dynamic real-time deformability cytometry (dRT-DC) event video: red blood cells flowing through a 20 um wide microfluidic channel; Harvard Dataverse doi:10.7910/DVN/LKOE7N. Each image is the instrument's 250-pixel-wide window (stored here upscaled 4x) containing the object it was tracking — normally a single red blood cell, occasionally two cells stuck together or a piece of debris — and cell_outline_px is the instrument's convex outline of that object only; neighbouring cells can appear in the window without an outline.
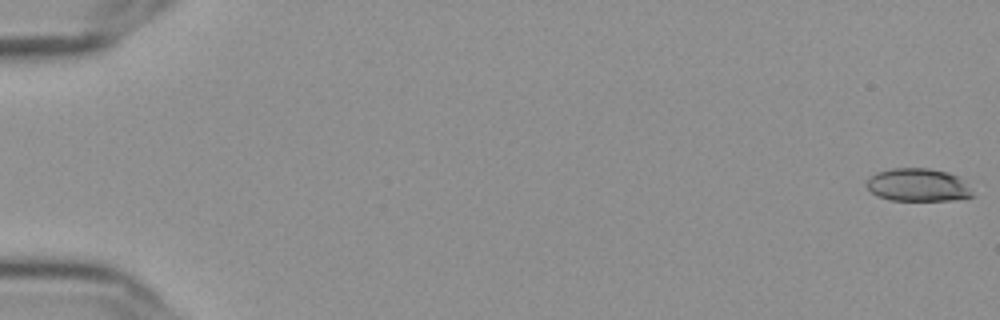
{"species": "Egyptian fruit bat (a non-hibernating species)", "species_latin": "Rousettus aegyptiacus", "temperature_condition": "cold", "stored_images_in_passage": 57, "camera_frame_rate_fps": 3000, "um_per_image_px": 0.085, "frame": {"image": 1, "passage_image": 1, "time_ms": 0.0, "image_size_px": [1000, 320], "cell_outline_px": [[972, 196], [952, 200], [892, 200], [876, 196], [864, 184], [876, 172], [892, 168], [928, 168], [948, 172], [960, 176], [972, 192]], "centroid_in_image_um": [78.01, 15.71], "position_along_channel_um": 7.0, "area_um2": 20.29}}
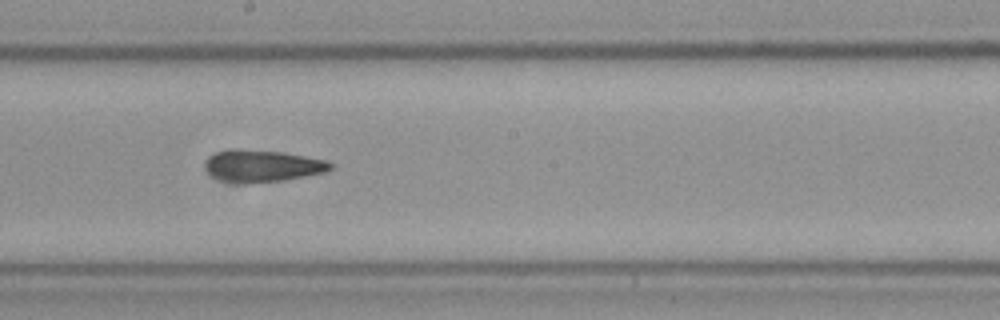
{"frame": {"image": 2, "passage_image": 33, "time_ms": 10.667, "image_size_px": [1000, 320], "cell_outline_px": [[332, 168], [324, 172], [284, 180], [220, 180], [212, 176], [204, 168], [204, 164], [208, 156], [216, 152], [236, 148], [240, 148], [280, 152], [304, 156], [324, 160], [332, 164]], "centroid_in_image_um": [22.26, 14.05], "position_along_channel_um": 225.9, "area_um2": 22.43}}
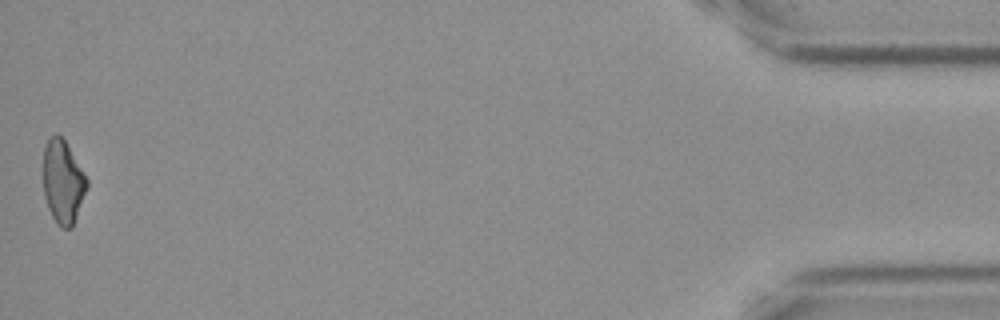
{"frame": {"image": 3, "passage_image": 57, "time_ms": 18.667, "image_size_px": [1000, 320], "cell_outline_px": [[88, 188], [72, 228], [60, 228], [56, 224], [48, 208], [44, 196], [44, 148], [48, 140], [56, 132], [64, 140], [88, 180]], "centroid_in_image_um": [5.35, 15.51], "position_along_channel_um": 429.8, "area_um2": 21.04}, "authors_computed_cell_mechanics": {"area_um2": 22.3108, "velocity_mm_per_s": 3.6433, "shape_relaxation_time_tau1_ms": 8.8657, "shape_relaxation_time_tau2_ms": 6.3245, "deformation_change_tau1": 0.1743, "deformation_change_tau2": 0.1607}}